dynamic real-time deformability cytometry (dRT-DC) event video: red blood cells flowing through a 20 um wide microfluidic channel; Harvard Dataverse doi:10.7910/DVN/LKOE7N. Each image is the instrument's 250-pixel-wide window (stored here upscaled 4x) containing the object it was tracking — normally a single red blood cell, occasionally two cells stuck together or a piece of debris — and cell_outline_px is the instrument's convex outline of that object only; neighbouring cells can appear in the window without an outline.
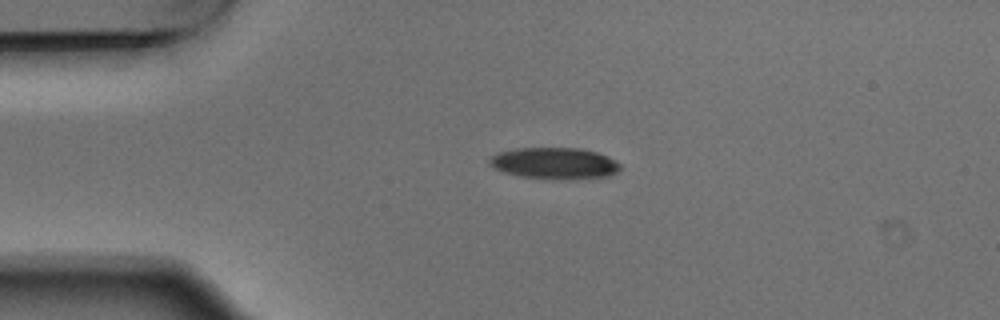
{"species": "Egyptian fruit bat (a non-hibernating species)", "species_latin": "Rousettus aegyptiacus", "temperature_condition": "warm", "stored_images_in_passage": 3, "camera_frame_rate_fps": 3000, "um_per_image_px": 0.085, "animal": {"sex": "male"}, "frame": {"image": 1, "passage_image": 3, "time_ms": 0.667, "image_size_px": [1000, 320], "cell_outline_px": [[620, 168], [616, 172], [608, 176], [520, 176], [504, 172], [488, 164], [488, 160], [492, 156], [500, 152], [516, 148], [580, 148], [596, 152], [608, 156], [616, 160], [620, 164]], "centroid_in_image_um": [47.1, 13.81], "position_along_channel_um": 37.9, "area_um2": 22.66}}